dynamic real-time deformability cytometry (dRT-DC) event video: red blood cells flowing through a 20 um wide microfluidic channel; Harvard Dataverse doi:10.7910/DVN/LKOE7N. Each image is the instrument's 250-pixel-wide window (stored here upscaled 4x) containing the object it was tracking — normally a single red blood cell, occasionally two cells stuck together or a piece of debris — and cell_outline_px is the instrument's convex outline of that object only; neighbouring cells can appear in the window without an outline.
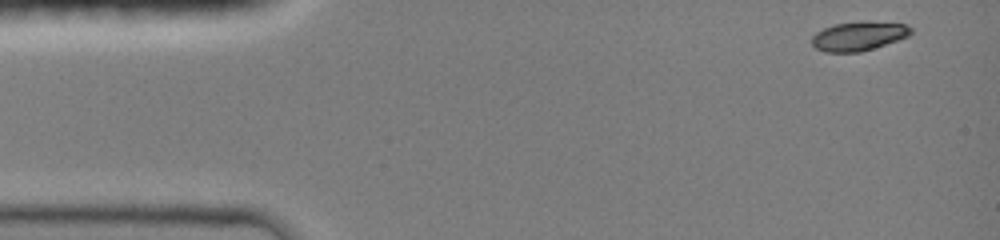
{"species": "common noctule bat (a hibernating species)", "species_latin": "Nyctalus noctula", "temperature_condition": "room temperature", "stored_images_in_passage": 18, "camera_frame_rate_fps": 3000, "um_per_image_px": 0.085, "animal": {"sex": "female", "body_mass_g": 19.0, "forearm_length_mm": 51.5}, "frame": {"image": 1, "passage_image": 1, "time_ms": 0.0, "image_size_px": [1000, 240], "cell_outline_px": [[912, 32], [908, 36], [860, 52], [824, 52], [816, 48], [812, 44], [812, 36], [816, 32], [824, 28], [836, 24], [864, 20], [868, 20], [904, 24], [912, 28]], "centroid_in_image_um": [72.97, 3.05], "position_along_channel_um": 12.0, "area_um2": 16.76}}
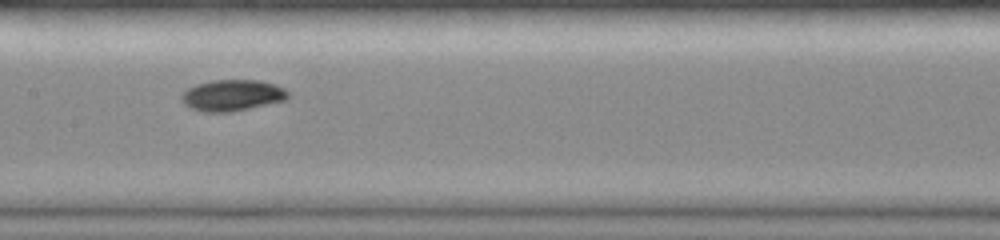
{"frame": {"image": 2, "passage_image": 11, "time_ms": 6.667, "image_size_px": [1000, 240], "cell_outline_px": [[288, 96], [284, 100], [232, 112], [200, 112], [184, 104], [180, 100], [180, 96], [188, 88], [196, 84], [212, 80], [260, 80], [276, 84], [284, 88], [288, 92]], "centroid_in_image_um": [19.71, 8.1], "position_along_channel_um": 187.7, "area_um2": 19.42}}
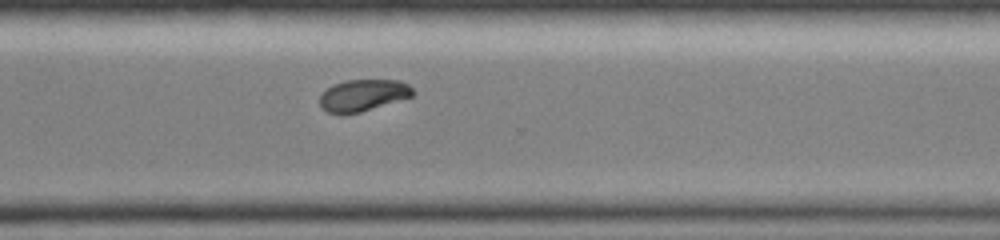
{"frame": {"image": 3, "passage_image": 18, "time_ms": 10.333, "image_size_px": [1000, 240], "cell_outline_px": [[416, 92], [412, 96], [360, 112], [340, 116], [328, 112], [320, 108], [320, 96], [332, 84], [348, 80], [400, 80], [408, 84]], "centroid_in_image_um": [30.83, 8.11], "position_along_channel_um": 339.8, "area_um2": 17.34}}